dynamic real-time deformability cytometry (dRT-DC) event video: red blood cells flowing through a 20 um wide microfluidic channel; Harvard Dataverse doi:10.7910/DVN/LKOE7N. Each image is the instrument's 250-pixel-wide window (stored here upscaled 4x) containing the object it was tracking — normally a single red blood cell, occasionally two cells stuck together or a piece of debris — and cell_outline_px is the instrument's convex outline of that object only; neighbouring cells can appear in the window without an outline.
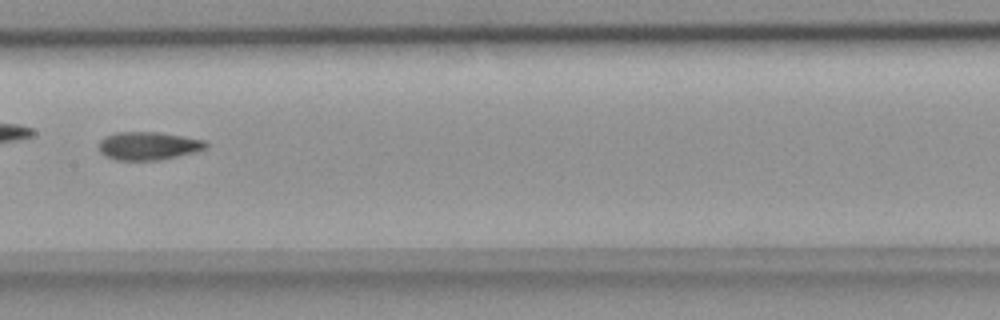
{"species": "common noctule bat (a hibernating species)", "species_latin": "Nyctalus noctula", "temperature_condition": "room temperature", "stored_images_in_passage": 9, "camera_frame_rate_fps": 3000, "um_per_image_px": 0.085, "animal": {"sex": "female", "body_mass_g": 18.4}, "frame": {"image": 1, "passage_image": 8, "time_ms": 2.333, "image_size_px": [1000, 320], "cell_outline_px": [[208, 148], [160, 160], [116, 160], [104, 156], [100, 152], [100, 140], [104, 136], [116, 132], [160, 132], [204, 140], [208, 144]], "centroid_in_image_um": [12.58, 12.39], "position_along_channel_um": 194.8, "area_um2": 17.51}}
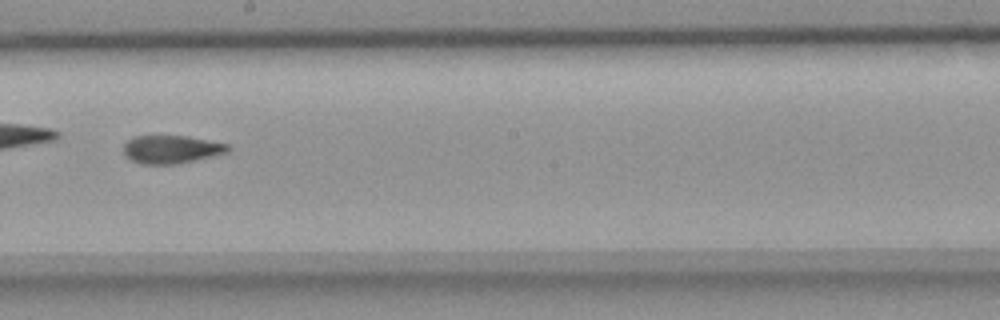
{"frame": {"image": 2, "passage_image": 9, "time_ms": 2.667, "image_size_px": [1000, 320], "cell_outline_px": [[232, 148], [228, 152], [212, 156], [176, 164], [140, 164], [124, 156], [124, 144], [128, 140], [136, 136], [188, 136], [228, 144]], "centroid_in_image_um": [14.56, 12.69], "position_along_channel_um": 233.6, "area_um2": 17.05}}